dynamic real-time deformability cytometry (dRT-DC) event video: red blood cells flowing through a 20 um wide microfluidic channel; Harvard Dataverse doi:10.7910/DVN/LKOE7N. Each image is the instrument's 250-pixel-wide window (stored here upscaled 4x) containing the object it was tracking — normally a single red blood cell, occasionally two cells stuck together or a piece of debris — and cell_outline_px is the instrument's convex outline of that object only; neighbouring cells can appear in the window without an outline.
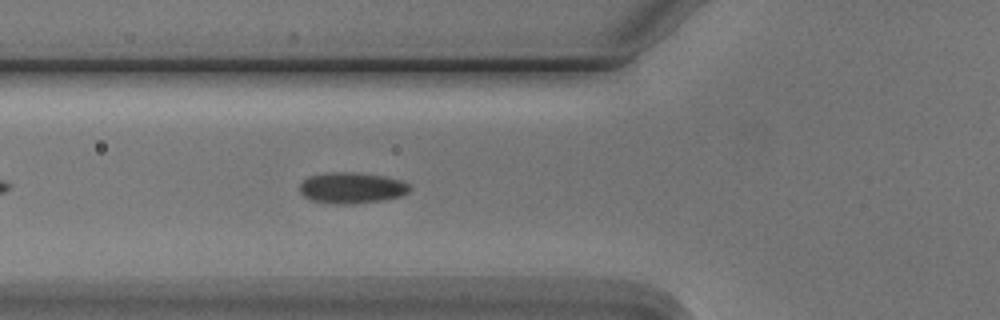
{"species": "Egyptian fruit bat (a non-hibernating species)", "species_latin": "Rousettus aegyptiacus", "temperature_condition": "cold", "stored_images_in_passage": 5, "camera_frame_rate_fps": 3000, "um_per_image_px": 0.085, "animal": {"sex": "male"}, "frame": {"image": 1, "passage_image": 5, "time_ms": 5.333, "image_size_px": [1000, 320], "cell_outline_px": [[412, 188], [408, 192], [400, 196], [384, 200], [352, 204], [332, 204], [312, 200], [304, 196], [300, 192], [300, 184], [308, 176], [324, 172], [356, 172], [384, 176], [400, 180], [408, 184]], "centroid_in_image_um": [29.88, 15.96], "position_along_channel_um": 95.9, "area_um2": 20.06}}